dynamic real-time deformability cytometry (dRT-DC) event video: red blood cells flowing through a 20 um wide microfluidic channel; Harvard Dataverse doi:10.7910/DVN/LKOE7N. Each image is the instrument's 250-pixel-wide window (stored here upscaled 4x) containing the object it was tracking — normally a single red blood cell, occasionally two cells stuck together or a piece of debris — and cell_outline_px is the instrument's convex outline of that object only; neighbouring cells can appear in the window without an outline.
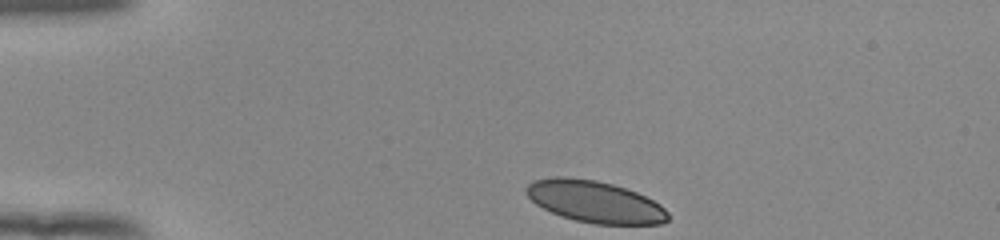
{"species": "human", "species_latin": "Homo sapiens", "temperature_condition": "room temperature", "stored_images_in_passage": 36, "camera_frame_rate_fps": 3000, "um_per_image_px": 0.085, "donor": {"sex": "female"}, "frame": {"image": 1, "passage_image": 1, "time_ms": 0.0, "image_size_px": [1000, 240], "cell_outline_px": [[668, 220], [660, 224], [596, 224], [576, 220], [560, 216], [536, 204], [528, 196], [524, 188], [532, 180], [556, 176], [564, 176], [596, 180], [612, 184], [636, 192], [660, 204], [668, 212]], "centroid_in_image_um": [50.54, 17.13], "position_along_channel_um": 34.5, "area_um2": 34.39}}
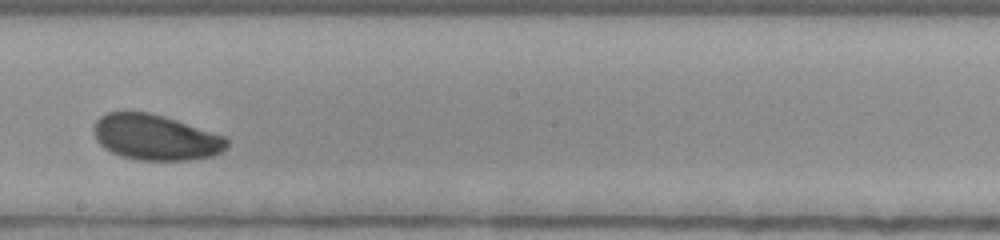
{"frame": {"image": 2, "passage_image": 21, "time_ms": 6.667, "image_size_px": [1000, 240], "cell_outline_px": [[228, 144], [220, 152], [212, 156], [184, 160], [140, 160], [120, 156], [104, 148], [96, 140], [92, 128], [96, 120], [100, 116], [108, 112], [148, 112], [164, 116], [224, 136], [228, 140]], "centroid_in_image_um": [13.17, 11.67], "position_along_channel_um": 235.0, "area_um2": 35.14}}
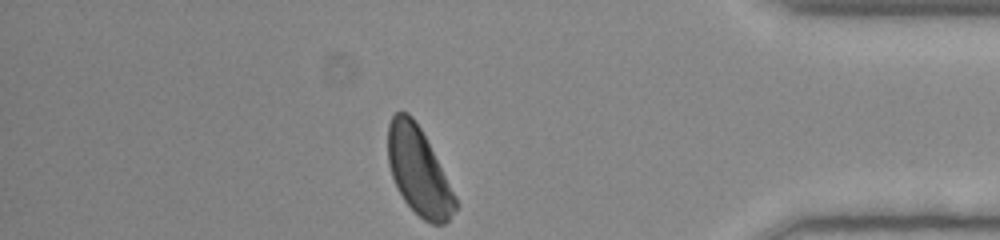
{"frame": {"image": 3, "passage_image": 36, "time_ms": 11.667, "image_size_px": [1000, 240], "cell_outline_px": [[456, 208], [448, 220], [444, 224], [432, 224], [424, 220], [404, 200], [392, 176], [388, 164], [388, 124], [392, 116], [396, 112], [408, 112], [412, 116], [420, 128], [456, 196]], "centroid_in_image_um": [35.57, 14.54], "position_along_channel_um": 399.6, "area_um2": 33.64}, "authors_computed_cell_mechanics": {"area_um2": 35.7782, "velocity_mm_per_s": 3.8783, "shape_relaxation_time_tau1_ms": 2.2168, "shape_relaxation_time_tau2_ms": 3.3317, "deformation_change_tau1": 0.0717, "deformation_change_tau2": 0.0775}}